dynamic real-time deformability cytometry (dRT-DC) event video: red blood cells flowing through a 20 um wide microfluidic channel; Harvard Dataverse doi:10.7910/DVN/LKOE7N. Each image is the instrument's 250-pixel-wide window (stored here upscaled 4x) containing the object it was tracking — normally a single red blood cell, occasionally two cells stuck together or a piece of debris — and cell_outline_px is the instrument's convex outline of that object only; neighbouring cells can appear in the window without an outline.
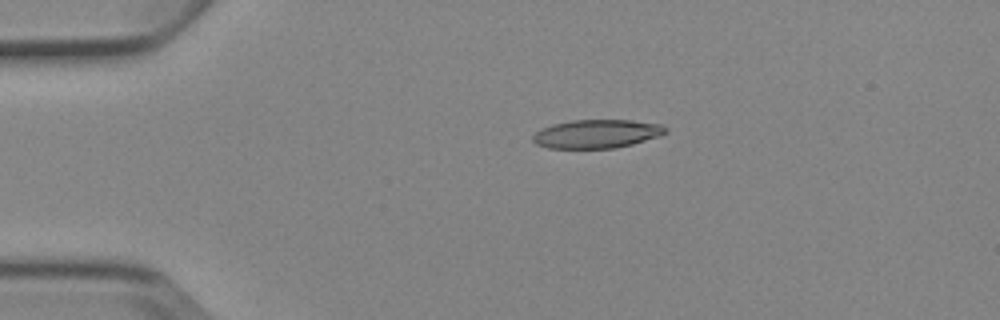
{"species": "Egyptian fruit bat (a non-hibernating species)", "species_latin": "Rousettus aegyptiacus", "temperature_condition": "cold", "stored_images_in_passage": 7, "camera_frame_rate_fps": 3000, "um_per_image_px": 0.085, "animal": {"sex": "female"}, "frame": {"image": 1, "passage_image": 3, "time_ms": 2.667, "image_size_px": [1000, 320], "cell_outline_px": [[668, 132], [660, 136], [632, 144], [616, 148], [548, 148], [536, 144], [532, 140], [532, 136], [540, 128], [552, 124], [572, 120], [632, 120], [664, 124], [668, 128]], "centroid_in_image_um": [50.75, 11.37], "position_along_channel_um": 34.2, "area_um2": 22.37}}
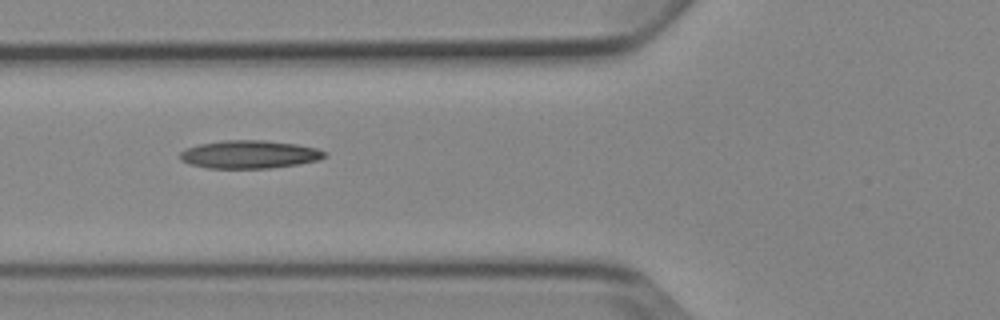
{"frame": {"image": 2, "passage_image": 5, "time_ms": 5.667, "image_size_px": [1000, 320], "cell_outline_px": [[328, 156], [320, 160], [296, 164], [268, 168], [208, 168], [188, 164], [180, 160], [180, 152], [184, 148], [200, 144], [224, 140], [264, 140], [296, 144], [316, 148], [328, 152]], "centroid_in_image_um": [21.2, 13.12], "position_along_channel_um": 104.6, "area_um2": 23.76}}
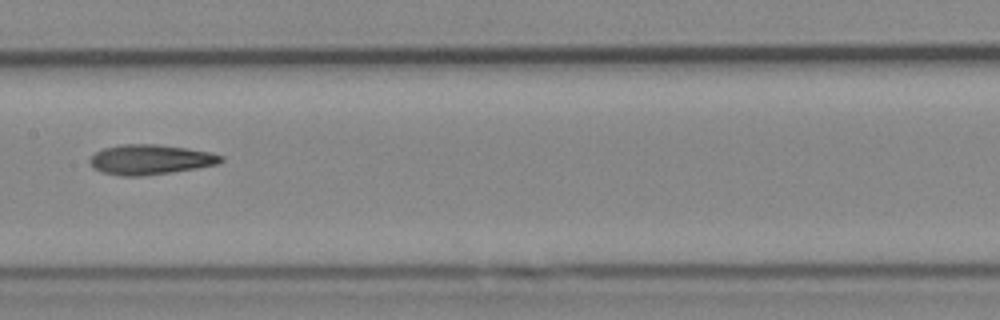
{"frame": {"image": 3, "passage_image": 7, "time_ms": 8.0, "image_size_px": [1000, 320], "cell_outline_px": [[224, 160], [220, 164], [172, 172], [140, 176], [120, 176], [104, 172], [96, 168], [88, 160], [96, 152], [104, 148], [120, 144], [156, 144], [188, 148], [212, 152], [224, 156]], "centroid_in_image_um": [12.84, 13.55], "position_along_channel_um": 194.6, "area_um2": 22.89}}